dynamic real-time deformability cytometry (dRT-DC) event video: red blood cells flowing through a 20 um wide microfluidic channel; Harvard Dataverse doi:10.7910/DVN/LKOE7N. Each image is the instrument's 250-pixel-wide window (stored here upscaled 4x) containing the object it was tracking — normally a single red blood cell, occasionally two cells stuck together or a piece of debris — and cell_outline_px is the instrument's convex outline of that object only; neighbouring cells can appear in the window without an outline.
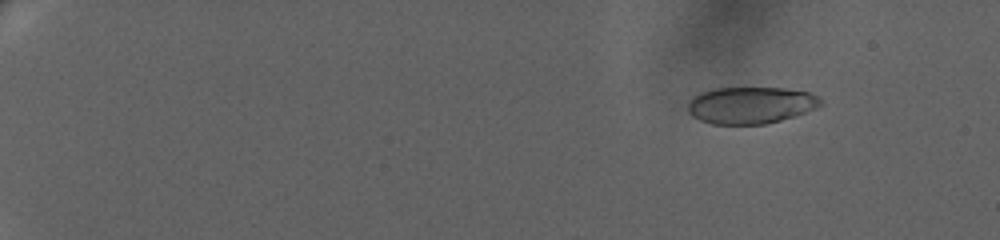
{"species": "human", "species_latin": "Homo sapiens", "temperature_condition": "warm", "stored_images_in_passage": 59, "camera_frame_rate_fps": 3000, "um_per_image_px": 0.085, "donor": {"sex": "female"}, "frame": {"image": 1, "passage_image": 1, "time_ms": 0.0, "image_size_px": [1000, 240], "cell_outline_px": [[824, 104], [816, 108], [780, 120], [764, 124], [712, 124], [700, 120], [692, 116], [688, 112], [688, 100], [692, 96], [700, 92], [712, 88], [784, 88], [808, 92], [820, 96]], "centroid_in_image_um": [63.78, 8.93], "position_along_channel_um": 21.2, "area_um2": 28.67}}
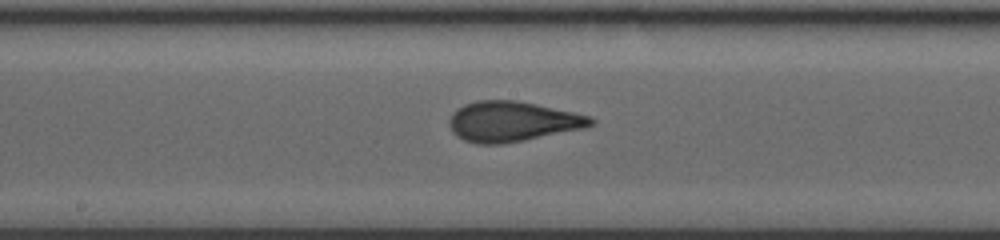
{"frame": {"image": 2, "passage_image": 33, "time_ms": 10.667, "image_size_px": [1000, 240], "cell_outline_px": [[596, 120], [592, 124], [584, 128], [500, 144], [476, 144], [464, 140], [456, 136], [452, 132], [448, 124], [448, 120], [452, 112], [456, 108], [464, 104], [476, 100], [516, 100], [536, 104], [572, 112], [588, 116]], "centroid_in_image_um": [43.46, 10.32], "position_along_channel_um": 204.7, "area_um2": 32.95}}
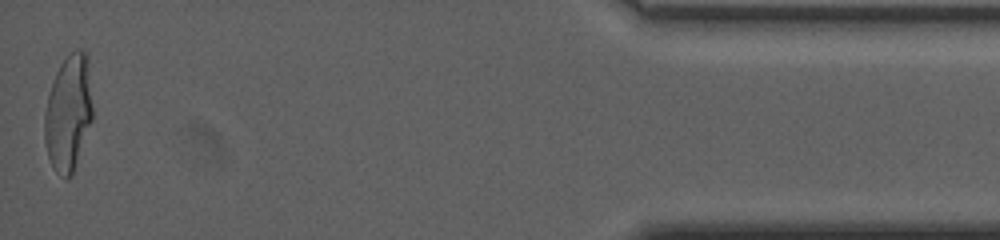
{"frame": {"image": 3, "passage_image": 59, "time_ms": 19.333, "image_size_px": [1000, 240], "cell_outline_px": [[92, 120], [72, 176], [64, 176], [56, 172], [52, 168], [48, 156], [44, 140], [44, 116], [48, 96], [52, 80], [60, 64], [72, 52], [88, 52], [92, 108]], "centroid_in_image_um": [5.81, 9.61], "position_along_channel_um": 429.4, "area_um2": 32.37}, "authors_computed_cell_mechanics": {"area_um2": 31.501, "velocity_mm_per_s": 3.327, "shape_relaxation_time_tau1_ms": 5.8629, "shape_relaxation_time_tau2_ms": 0.814, "deformation_change_tau1": 0.2265, "deformation_change_tau2": 0.0846}}